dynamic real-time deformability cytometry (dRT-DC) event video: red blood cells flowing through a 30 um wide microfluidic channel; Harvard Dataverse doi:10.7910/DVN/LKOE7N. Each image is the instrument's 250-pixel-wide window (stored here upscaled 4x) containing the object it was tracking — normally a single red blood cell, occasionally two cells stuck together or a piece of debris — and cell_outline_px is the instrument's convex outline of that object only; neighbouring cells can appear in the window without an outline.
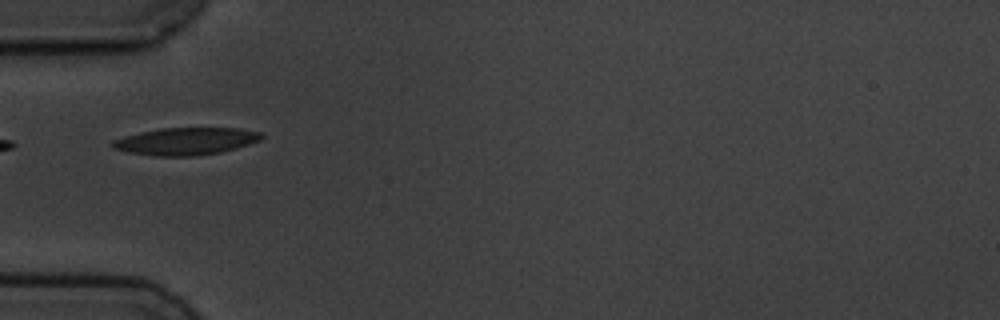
{"species": "common noctule bat (a hibernating species)", "species_latin": "Nyctalus noctula", "temperature_condition": "cold", "stored_images_in_passage": 4, "camera_frame_rate_fps": 3000, "um_per_image_px": 0.085, "animal": {"sex": "male", "body_mass_g": 19.5, "forearm_length_mm": 54.6}, "frame": {"image": 1, "passage_image": 1, "time_ms": 0.0, "image_size_px": [1000, 320], "cell_outline_px": [[264, 136], [260, 140], [248, 144], [220, 152], [196, 156], [156, 156], [128, 152], [112, 148], [112, 140], [124, 136], [140, 132], [160, 128], [240, 128], [260, 132]], "centroid_in_image_um": [15.78, 12.0], "position_along_channel_um": 69.2, "area_um2": 23.64}}
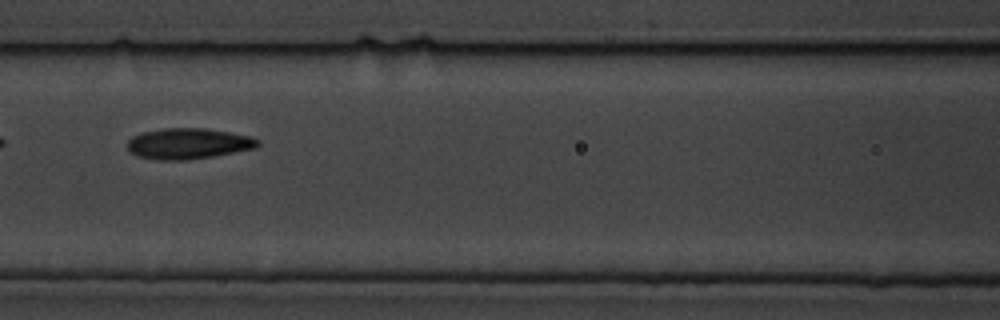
{"frame": {"image": 2, "passage_image": 3, "time_ms": 2.333, "image_size_px": [1000, 320], "cell_outline_px": [[260, 144], [256, 148], [212, 156], [188, 160], [160, 160], [136, 156], [128, 148], [128, 140], [132, 136], [144, 132], [164, 128], [204, 128], [228, 132], [248, 136], [260, 140]], "centroid_in_image_um": [16.0, 12.21], "position_along_channel_um": 150.6, "area_um2": 23.24}}
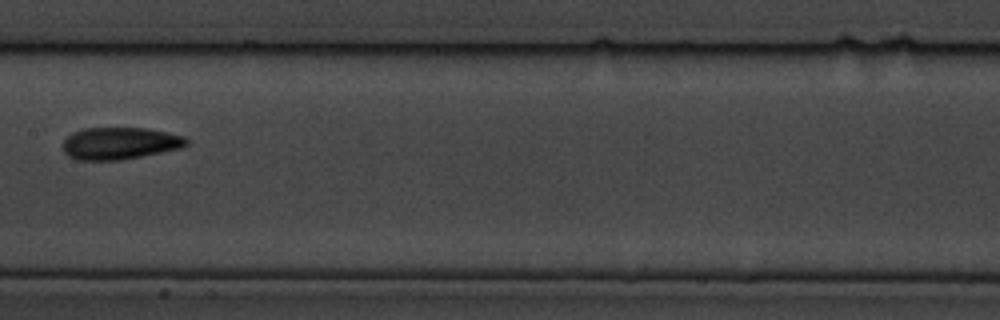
{"frame": {"image": 3, "passage_image": 4, "time_ms": 3.667, "image_size_px": [1000, 320], "cell_outline_px": [[188, 144], [180, 148], [120, 160], [76, 160], [68, 156], [64, 152], [64, 140], [72, 132], [84, 128], [144, 128], [168, 132], [184, 136], [188, 140]], "centroid_in_image_um": [10.17, 12.18], "position_along_channel_um": 197.2, "area_um2": 23.0}}